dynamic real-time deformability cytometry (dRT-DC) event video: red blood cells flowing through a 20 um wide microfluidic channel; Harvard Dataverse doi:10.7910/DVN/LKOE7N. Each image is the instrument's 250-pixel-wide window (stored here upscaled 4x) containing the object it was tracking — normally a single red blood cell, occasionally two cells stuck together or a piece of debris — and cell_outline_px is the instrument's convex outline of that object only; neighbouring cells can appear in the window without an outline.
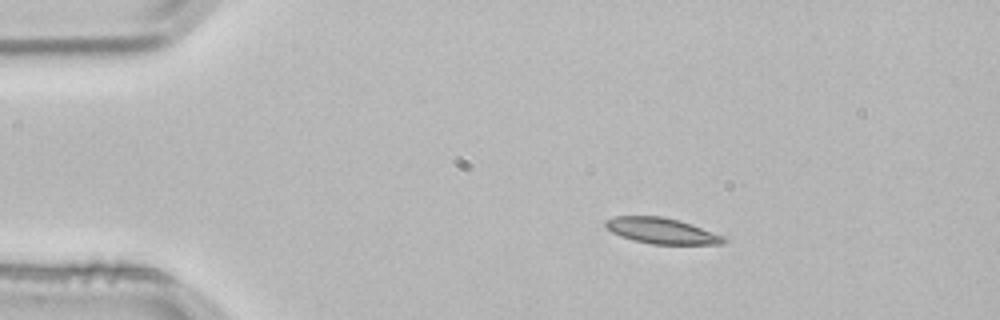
{"species": "common noctule bat (a hibernating species)", "species_latin": "Nyctalus noctula", "temperature_condition": "room temperature", "stored_images_in_passage": 2, "camera_frame_rate_fps": 3000, "um_per_image_px": 0.085, "animal": {"sex": "male", "body_mass_g": 21.5, "forearm_length_mm": 52.0}, "frame": {"image": 1, "passage_image": 1, "time_ms": 0.0, "image_size_px": [1000, 320], "cell_outline_px": [[728, 240], [724, 244], [652, 244], [632, 240], [620, 236], [612, 232], [604, 224], [604, 220], [612, 216], [660, 216], [680, 220], [692, 224], [724, 236]], "centroid_in_image_um": [56.24, 19.61], "position_along_channel_um": 28.8, "area_um2": 17.92}}